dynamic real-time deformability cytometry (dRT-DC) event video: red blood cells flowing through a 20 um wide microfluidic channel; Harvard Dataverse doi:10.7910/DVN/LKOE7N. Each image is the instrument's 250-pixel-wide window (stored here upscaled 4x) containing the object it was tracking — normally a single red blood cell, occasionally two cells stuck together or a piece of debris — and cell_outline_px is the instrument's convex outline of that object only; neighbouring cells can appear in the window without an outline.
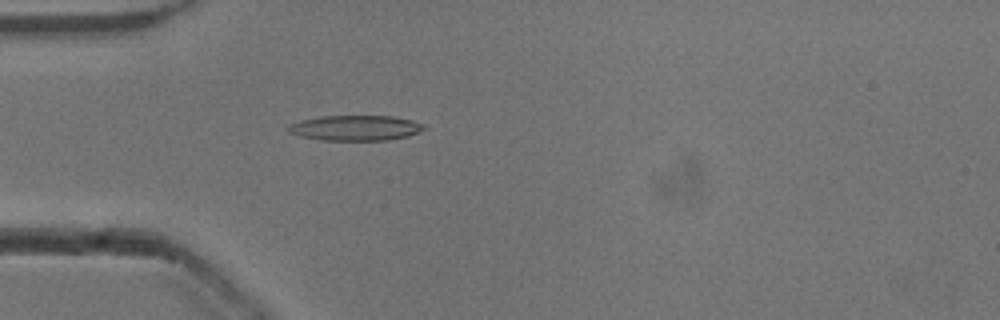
{"species": "common noctule bat (a hibernating species)", "species_latin": "Nyctalus noctula", "temperature_condition": "cold", "stored_images_in_passage": 53, "camera_frame_rate_fps": 3000, "um_per_image_px": 0.085, "animal": {"sex": "male", "body_mass_g": 13.3}, "frame": {"image": 1, "passage_image": 16, "time_ms": 5.0, "image_size_px": [1000, 320], "cell_outline_px": [[428, 128], [408, 136], [388, 140], [320, 140], [300, 136], [288, 132], [288, 128], [292, 124], [300, 120], [320, 116], [392, 116], [412, 120], [424, 124]], "centroid_in_image_um": [30.24, 10.87], "position_along_channel_um": 54.8, "area_um2": 20.0}}
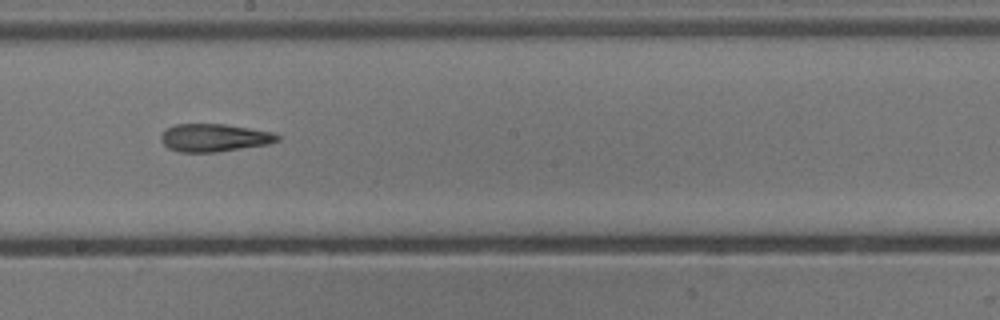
{"frame": {"image": 2, "passage_image": 30, "time_ms": 9.667, "image_size_px": [1000, 320], "cell_outline_px": [[280, 140], [268, 144], [216, 152], [180, 152], [168, 148], [160, 140], [160, 136], [168, 128], [176, 124], [224, 124], [272, 132], [280, 136]], "centroid_in_image_um": [18.2, 11.71], "position_along_channel_um": 230.0, "area_um2": 18.73}}
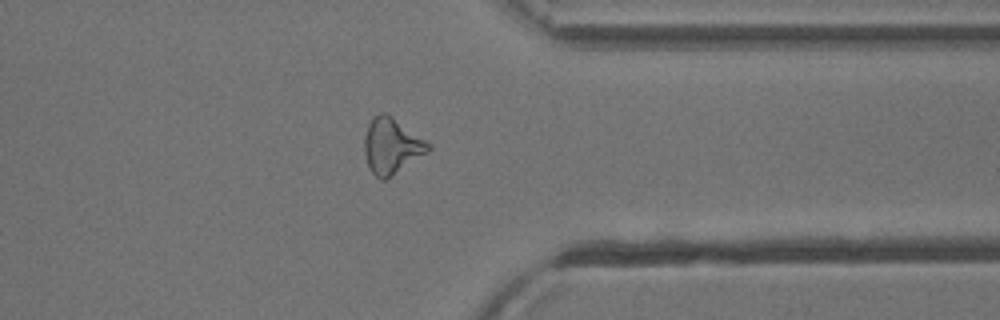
{"frame": {"image": 3, "passage_image": 42, "time_ms": 13.667, "image_size_px": [1000, 320], "cell_outline_px": [[432, 148], [428, 152], [392, 176], [384, 180], [380, 180], [368, 168], [364, 152], [364, 136], [368, 124], [372, 116], [380, 112], [384, 112], [392, 116], [432, 144]], "centroid_in_image_um": [33.28, 12.4], "position_along_channel_um": 378.1, "area_um2": 20.98}, "authors_computed_cell_mechanics": {"area_um2": 19.8254, "velocity_mm_per_s": 3.8759, "shape_relaxation_time_tau1_ms": null, "shape_relaxation_time_tau2_ms": 5.3753, "deformation_change_tau1": null, "deformation_change_tau2": 0.1784}}